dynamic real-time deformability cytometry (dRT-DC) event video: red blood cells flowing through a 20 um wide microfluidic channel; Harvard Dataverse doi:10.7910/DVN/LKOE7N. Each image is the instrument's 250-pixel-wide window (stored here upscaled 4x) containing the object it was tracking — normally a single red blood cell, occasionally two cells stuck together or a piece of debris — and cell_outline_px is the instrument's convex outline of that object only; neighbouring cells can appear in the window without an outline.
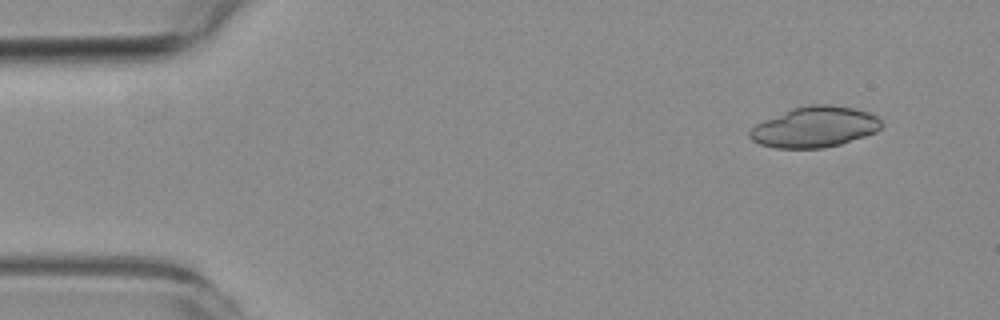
{"species": "common noctule bat (a hibernating species)", "species_latin": "Nyctalus noctula", "temperature_condition": "room temperature", "stored_images_in_passage": 8, "segment_of_instrument_passage": [1, 2], "camera_frame_rate_fps": 3000, "um_per_image_px": 0.085, "animal": {"sex": "female", "body_mass_g": 19.3, "forearm_length_mm": 54.1}, "frame": {"image": 1, "passage_image": 2, "time_ms": 1.0, "image_size_px": [1000, 320], "cell_outline_px": [[884, 124], [876, 132], [840, 144], [824, 148], [776, 148], [760, 144], [752, 140], [748, 136], [748, 132], [756, 124], [764, 120], [792, 108], [808, 104], [828, 104], [852, 108], [868, 112], [876, 116]], "centroid_in_image_um": [69.24, 10.79], "position_along_channel_um": 15.8, "area_um2": 31.15}}